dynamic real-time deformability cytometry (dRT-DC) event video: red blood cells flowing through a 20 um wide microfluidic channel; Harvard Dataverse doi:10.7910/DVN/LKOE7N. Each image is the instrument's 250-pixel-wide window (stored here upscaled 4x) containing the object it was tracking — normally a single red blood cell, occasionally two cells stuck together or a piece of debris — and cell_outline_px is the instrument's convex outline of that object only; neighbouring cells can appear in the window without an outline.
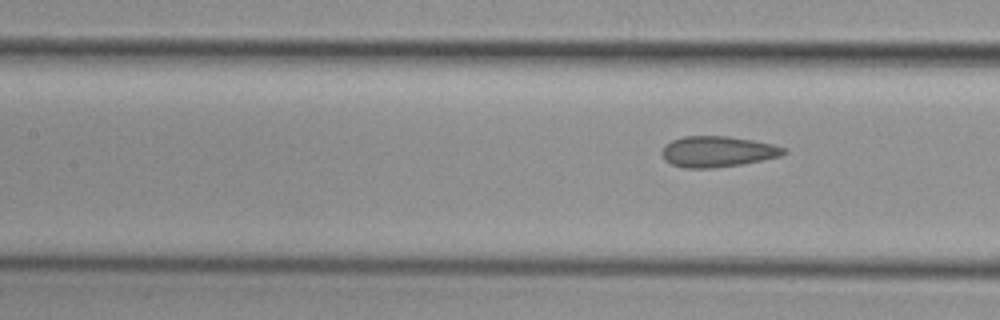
{"species": "common noctule bat (a hibernating species)", "species_latin": "Nyctalus noctula", "temperature_condition": "cold", "stored_images_in_passage": 9, "segment_of_instrument_passage": [2, 2], "camera_frame_rate_fps": 3000, "um_per_image_px": 0.085, "animal": {"sex": "female", "body_mass_g": 29.2, "forearm_length_mm": 56.3}, "frame": {"image": 1, "passage_image": 9, "time_ms": 10.333, "image_size_px": [1000, 320], "cell_outline_px": [[788, 152], [780, 156], [740, 164], [712, 168], [684, 168], [672, 164], [664, 160], [660, 152], [664, 144], [672, 140], [684, 136], [728, 136], [752, 140], [772, 144], [788, 148]], "centroid_in_image_um": [60.96, 12.88], "position_along_channel_um": 146.4, "area_um2": 21.96}}